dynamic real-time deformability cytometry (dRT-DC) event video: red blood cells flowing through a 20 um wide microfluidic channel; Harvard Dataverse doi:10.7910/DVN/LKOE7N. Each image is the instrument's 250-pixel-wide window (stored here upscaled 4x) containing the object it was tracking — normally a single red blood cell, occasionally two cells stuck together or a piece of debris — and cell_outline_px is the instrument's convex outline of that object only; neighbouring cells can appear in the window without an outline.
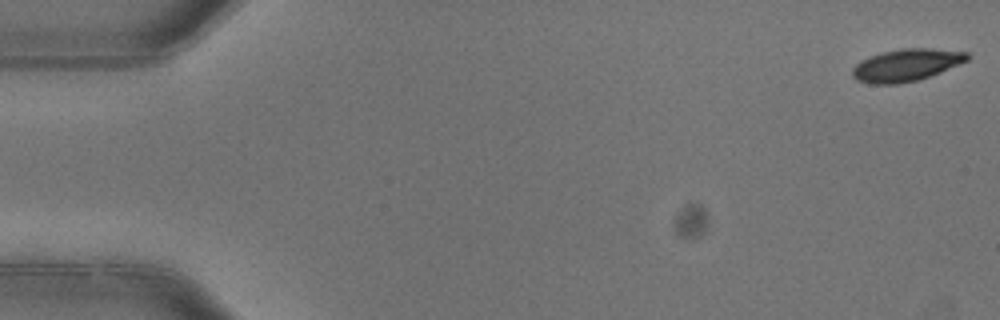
{"species": "common noctule bat (a hibernating species)", "species_latin": "Nyctalus noctula", "temperature_condition": "warm", "stored_images_in_passage": 4, "camera_frame_rate_fps": 3000, "um_per_image_px": 0.085, "animal": {"sex": "female"}, "frame": {"image": 1, "passage_image": 1, "time_ms": 0.0, "image_size_px": [1000, 320], "cell_outline_px": [[972, 56], [968, 60], [940, 72], [916, 80], [896, 84], [868, 84], [856, 80], [852, 76], [852, 68], [860, 60], [880, 52], [904, 48], [932, 48], [968, 52]], "centroid_in_image_um": [77.01, 5.52], "position_along_channel_um": 8.0, "area_um2": 21.68}}
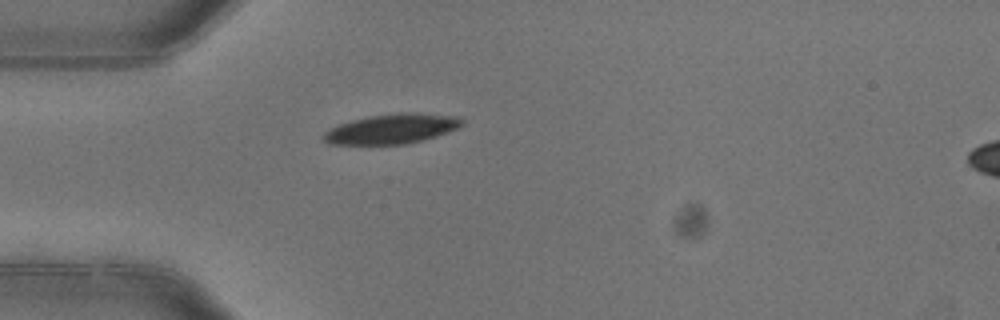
{"frame": {"image": 2, "passage_image": 4, "time_ms": 1.0, "image_size_px": [1000, 320], "cell_outline_px": [[464, 124], [460, 128], [436, 136], [404, 144], [328, 144], [320, 136], [328, 128], [336, 124], [368, 116], [396, 112], [416, 112], [460, 116], [464, 120]], "centroid_in_image_um": [33.31, 10.93], "position_along_channel_um": 51.7, "area_um2": 24.51}}